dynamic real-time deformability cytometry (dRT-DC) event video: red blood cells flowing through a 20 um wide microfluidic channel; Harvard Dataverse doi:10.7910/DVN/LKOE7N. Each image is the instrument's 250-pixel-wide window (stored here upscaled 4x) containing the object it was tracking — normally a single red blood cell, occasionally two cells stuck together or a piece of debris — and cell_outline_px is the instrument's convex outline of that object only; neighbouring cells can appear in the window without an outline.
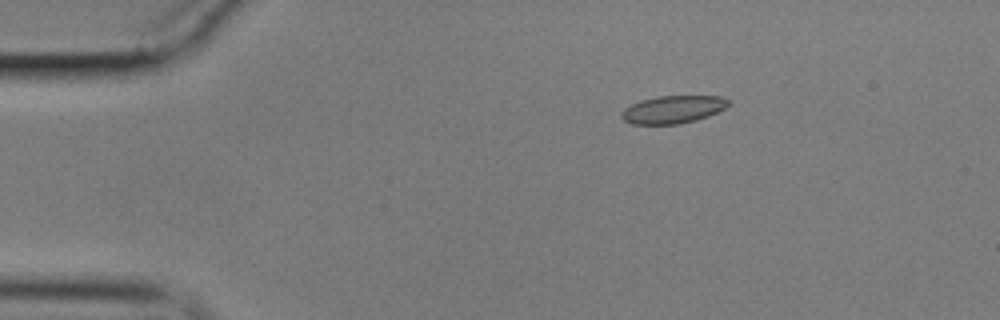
{"species": "common noctule bat (a hibernating species)", "species_latin": "Nyctalus noctula", "temperature_condition": "cold", "stored_images_in_passage": 49, "camera_frame_rate_fps": 3000, "um_per_image_px": 0.085, "animal": {"sex": "male", "body_mass_g": 17.9}, "frame": {"image": 1, "passage_image": 1, "time_ms": 0.0, "image_size_px": [1000, 320], "cell_outline_px": [[728, 104], [724, 108], [708, 116], [696, 120], [680, 124], [632, 124], [624, 120], [620, 116], [620, 112], [624, 108], [640, 100], [660, 96], [720, 96], [728, 100]], "centroid_in_image_um": [57.15, 9.31], "position_along_channel_um": 27.8, "area_um2": 17.17}}
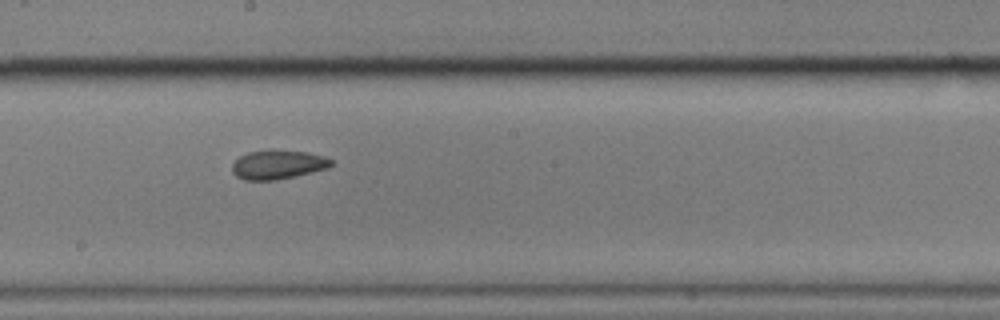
{"frame": {"image": 2, "passage_image": 23, "time_ms": 7.333, "image_size_px": [1000, 320], "cell_outline_px": [[332, 164], [328, 168], [296, 176], [276, 180], [244, 180], [236, 176], [232, 172], [232, 164], [240, 156], [248, 152], [308, 152], [324, 156], [332, 160]], "centroid_in_image_um": [23.62, 14.03], "position_along_channel_um": 224.6, "area_um2": 16.24}}
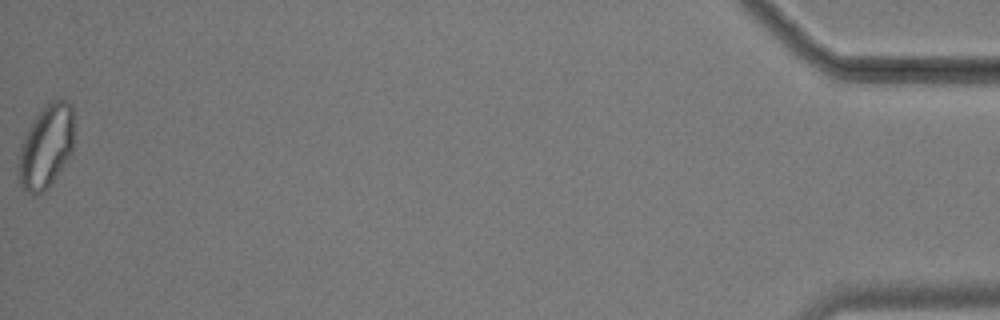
{"frame": {"image": 3, "passage_image": 49, "time_ms": 16.0, "image_size_px": [1000, 320], "cell_outline_px": [[72, 152], [48, 188], [36, 196], [32, 196], [24, 192], [20, 184], [16, 168], [16, 164], [20, 144], [32, 120], [48, 100], [68, 100], [72, 104]], "centroid_in_image_um": [3.85, 12.48], "position_along_channel_um": 431.3, "area_um2": 27.51}, "authors_computed_cell_mechanics": {"area_um2": 17.8024, "velocity_mm_per_s": 3.4806, "shape_relaxation_time_tau1_ms": null, "shape_relaxation_time_tau2_ms": 2.799, "deformation_change_tau1": null, "deformation_change_tau2": 0.0722}}